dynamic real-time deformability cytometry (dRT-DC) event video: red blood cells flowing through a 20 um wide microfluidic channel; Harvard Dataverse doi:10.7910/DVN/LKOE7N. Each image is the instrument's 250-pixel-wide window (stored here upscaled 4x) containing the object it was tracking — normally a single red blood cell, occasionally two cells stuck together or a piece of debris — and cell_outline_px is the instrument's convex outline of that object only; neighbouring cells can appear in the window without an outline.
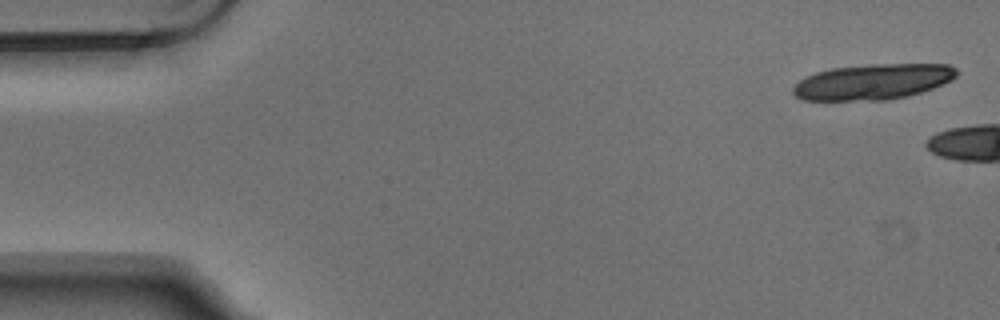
{"species": "Egyptian fruit bat (a non-hibernating species)", "species_latin": "Rousettus aegyptiacus", "temperature_condition": "warm", "stored_images_in_passage": 2, "camera_frame_rate_fps": 3000, "um_per_image_px": 0.085, "animal": {"sex": "male"}, "frame": {"image": 1, "passage_image": 1, "time_ms": 0.0, "image_size_px": [1000, 320], "cell_outline_px": [[960, 72], [952, 80], [932, 88], [908, 96], [888, 100], [800, 100], [792, 92], [792, 88], [804, 76], [816, 72], [832, 68], [868, 64], [948, 64], [956, 68]], "centroid_in_image_um": [74.19, 6.95], "position_along_channel_um": 10.8, "area_um2": 34.16}}